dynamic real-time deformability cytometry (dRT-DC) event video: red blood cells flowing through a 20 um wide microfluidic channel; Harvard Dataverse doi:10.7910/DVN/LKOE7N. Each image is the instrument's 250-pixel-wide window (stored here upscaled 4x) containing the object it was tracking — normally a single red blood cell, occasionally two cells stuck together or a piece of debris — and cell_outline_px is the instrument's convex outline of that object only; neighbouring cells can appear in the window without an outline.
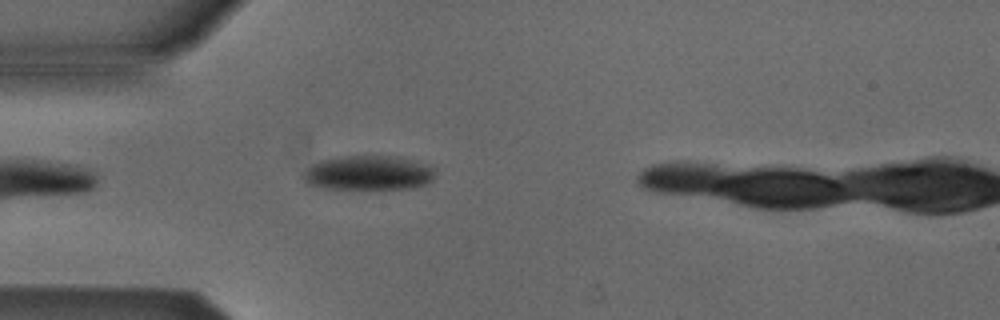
{"species": "Egyptian fruit bat (a non-hibernating species)", "species_latin": "Rousettus aegyptiacus", "temperature_condition": "cold", "stored_images_in_passage": 4, "camera_frame_rate_fps": 3000, "um_per_image_px": 0.085, "animal": {"sex": "male"}, "frame": {"image": 1, "passage_image": 3, "time_ms": 0.667, "image_size_px": [1000, 320], "cell_outline_px": [[436, 168], [432, 180], [428, 184], [412, 188], [328, 188], [308, 184], [300, 176], [312, 164], [320, 160], [344, 156], [388, 156]], "centroid_in_image_um": [31.26, 14.71], "position_along_channel_um": 53.7, "area_um2": 25.89}}